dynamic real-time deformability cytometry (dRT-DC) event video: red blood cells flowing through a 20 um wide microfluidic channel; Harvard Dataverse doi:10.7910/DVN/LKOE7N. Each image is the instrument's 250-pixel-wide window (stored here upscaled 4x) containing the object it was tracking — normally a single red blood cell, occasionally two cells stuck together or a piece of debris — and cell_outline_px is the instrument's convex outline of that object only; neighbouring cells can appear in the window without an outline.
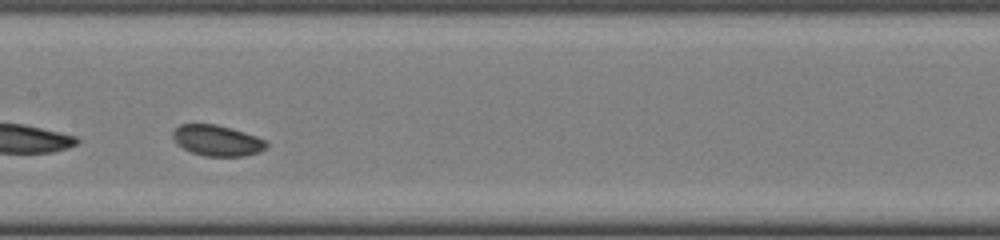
{"species": "common noctule bat (a hibernating species)", "species_latin": "Nyctalus noctula", "temperature_condition": "cold", "stored_images_in_passage": 12, "camera_frame_rate_fps": 3000, "um_per_image_px": 0.085, "animal": {"sex": "female", "body_mass_g": 22.0, "forearm_length_mm": 56.7}, "frame": {"image": 1, "passage_image": 10, "time_ms": 3.0, "image_size_px": [1000, 240], "cell_outline_px": [[268, 144], [260, 152], [244, 156], [204, 156], [192, 152], [176, 144], [172, 136], [172, 132], [180, 124], [216, 124], [232, 128], [268, 140]], "centroid_in_image_um": [18.46, 11.94], "position_along_channel_um": 188.9, "area_um2": 16.88}}